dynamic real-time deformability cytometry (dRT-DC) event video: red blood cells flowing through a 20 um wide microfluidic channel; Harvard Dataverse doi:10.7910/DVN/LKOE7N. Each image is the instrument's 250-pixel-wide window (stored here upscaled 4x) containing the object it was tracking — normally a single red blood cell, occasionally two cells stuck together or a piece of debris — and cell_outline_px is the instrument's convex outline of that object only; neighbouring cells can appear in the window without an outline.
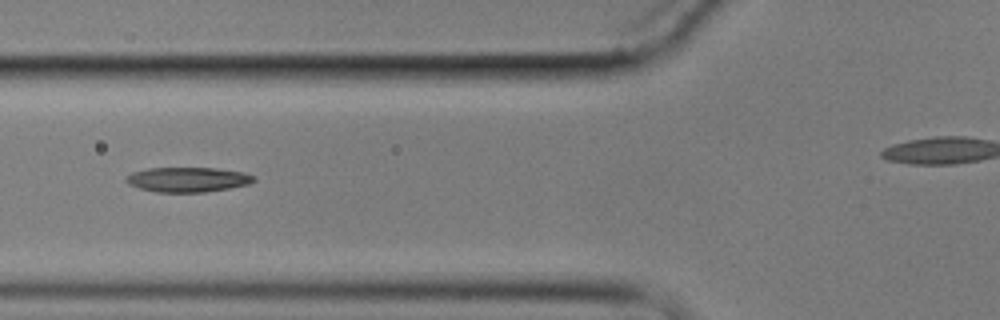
{"species": "common noctule bat (a hibernating species)", "species_latin": "Nyctalus noctula", "temperature_condition": "cold", "stored_images_in_passage": 7, "camera_frame_rate_fps": 3000, "um_per_image_px": 0.085, "animal": {"sex": "male", "body_mass_g": 17.9}, "frame": {"image": 1, "passage_image": 6, "time_ms": 6.0, "image_size_px": [1000, 320], "cell_outline_px": [[256, 180], [248, 184], [228, 188], [204, 192], [156, 192], [140, 188], [128, 184], [124, 180], [132, 172], [148, 168], [216, 168], [244, 172], [252, 176]], "centroid_in_image_um": [15.93, 15.26], "position_along_channel_um": 109.9, "area_um2": 18.32}}
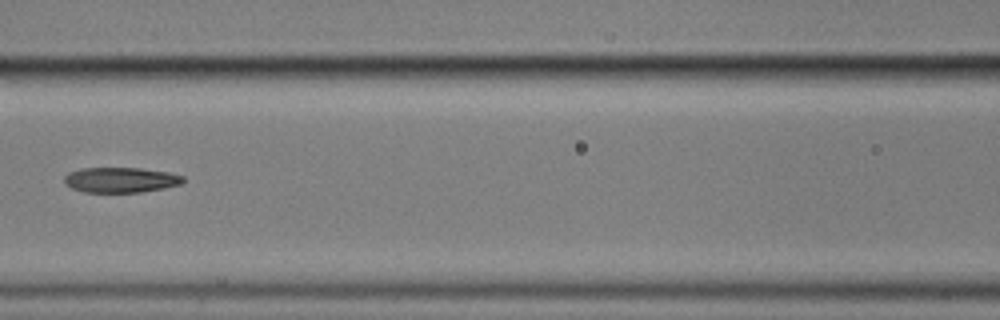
{"frame": {"image": 2, "passage_image": 7, "time_ms": 7.333, "image_size_px": [1000, 320], "cell_outline_px": [[184, 180], [180, 184], [164, 188], [140, 192], [84, 192], [72, 188], [64, 184], [64, 176], [68, 172], [80, 168], [140, 168], [168, 172], [184, 176]], "centroid_in_image_um": [10.22, 15.29], "position_along_channel_um": 156.4, "area_um2": 17.51}}